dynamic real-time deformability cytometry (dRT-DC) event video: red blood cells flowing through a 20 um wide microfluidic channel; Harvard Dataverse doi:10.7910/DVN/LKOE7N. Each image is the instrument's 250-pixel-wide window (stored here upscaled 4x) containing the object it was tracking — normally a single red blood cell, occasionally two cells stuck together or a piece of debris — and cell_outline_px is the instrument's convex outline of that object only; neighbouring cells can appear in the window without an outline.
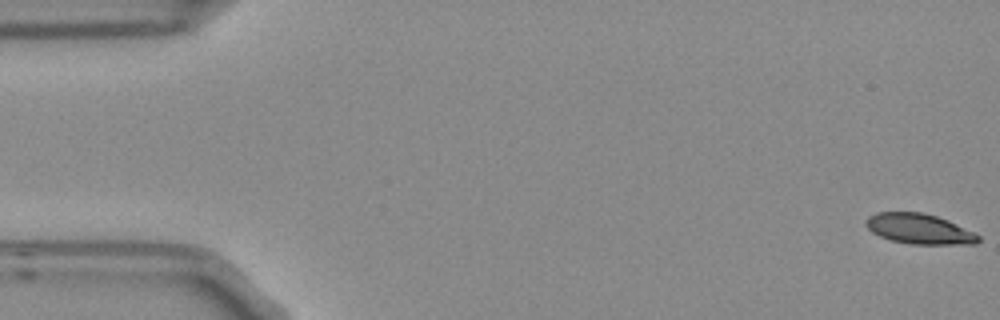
{"species": "Egyptian fruit bat (a non-hibernating species)", "species_latin": "Rousettus aegyptiacus", "temperature_condition": "room temperature", "stored_images_in_passage": 5, "camera_frame_rate_fps": 3000, "um_per_image_px": 0.085, "frame": {"image": 1, "passage_image": 1, "time_ms": 0.0, "image_size_px": [1000, 320], "cell_outline_px": [[980, 240], [976, 244], [912, 244], [892, 240], [880, 236], [872, 232], [864, 224], [864, 220], [868, 216], [876, 212], [920, 212], [936, 216], [948, 220], [980, 236]], "centroid_in_image_um": [78.1, 19.45], "position_along_channel_um": 6.9, "area_um2": 19.71}}
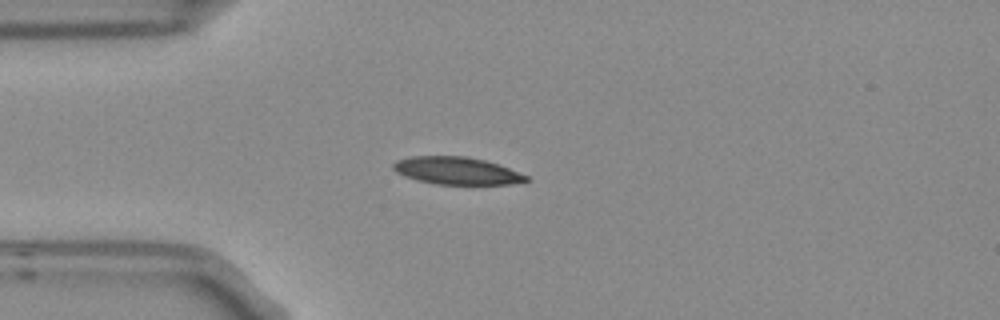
{"frame": {"image": 2, "passage_image": 5, "time_ms": 1.333, "image_size_px": [1000, 320], "cell_outline_px": [[528, 180], [512, 184], [436, 184], [416, 180], [404, 176], [396, 172], [392, 168], [392, 164], [396, 160], [412, 156], [464, 156], [484, 160], [508, 168], [528, 176]], "centroid_in_image_um": [38.76, 14.51], "position_along_channel_um": 46.2, "area_um2": 21.1}}